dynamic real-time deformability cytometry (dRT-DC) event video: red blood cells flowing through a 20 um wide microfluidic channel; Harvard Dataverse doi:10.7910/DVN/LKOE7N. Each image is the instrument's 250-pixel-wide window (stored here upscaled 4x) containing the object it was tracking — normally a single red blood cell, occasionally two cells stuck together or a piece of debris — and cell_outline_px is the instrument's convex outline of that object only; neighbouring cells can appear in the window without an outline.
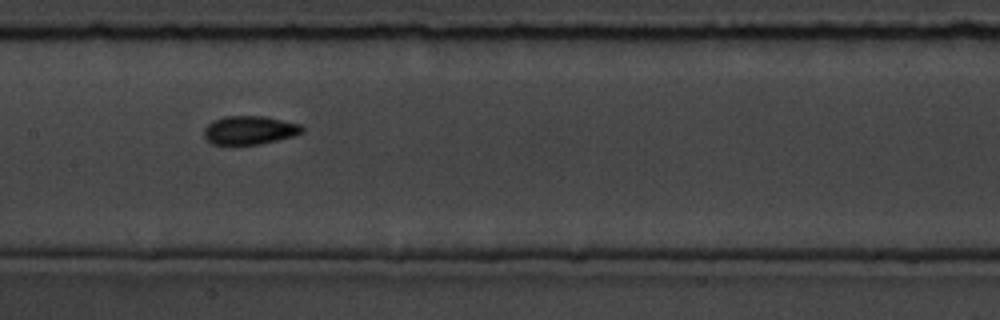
{"species": "common noctule bat (a hibernating species)", "species_latin": "Nyctalus noctula", "temperature_condition": "room temperature", "stored_images_in_passage": 9, "camera_frame_rate_fps": 3000, "um_per_image_px": 0.085, "animal": {"sex": "male", "body_mass_g": 19.5, "forearm_length_mm": 54.6}, "frame": {"image": 1, "passage_image": 6, "time_ms": 5.667, "image_size_px": [1000, 320], "cell_outline_px": [[304, 132], [296, 136], [260, 144], [212, 144], [204, 136], [204, 128], [212, 120], [224, 116], [264, 116], [300, 124], [304, 128]], "centroid_in_image_um": [21.24, 11.06], "position_along_channel_um": 186.2, "area_um2": 16.42}}
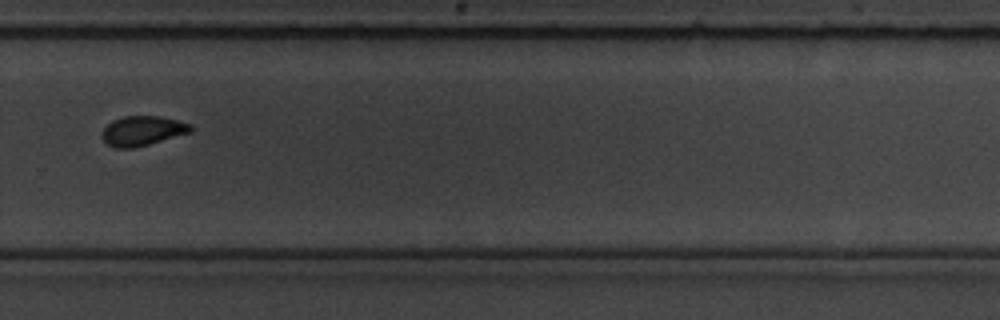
{"frame": {"image": 2, "passage_image": 9, "time_ms": 9.333, "image_size_px": [1000, 320], "cell_outline_px": [[196, 128], [192, 132], [148, 144], [132, 148], [116, 148], [108, 144], [100, 136], [100, 132], [112, 120], [124, 116], [160, 116], [192, 124]], "centroid_in_image_um": [12.12, 11.11], "position_along_channel_um": 317.7, "area_um2": 15.43}}